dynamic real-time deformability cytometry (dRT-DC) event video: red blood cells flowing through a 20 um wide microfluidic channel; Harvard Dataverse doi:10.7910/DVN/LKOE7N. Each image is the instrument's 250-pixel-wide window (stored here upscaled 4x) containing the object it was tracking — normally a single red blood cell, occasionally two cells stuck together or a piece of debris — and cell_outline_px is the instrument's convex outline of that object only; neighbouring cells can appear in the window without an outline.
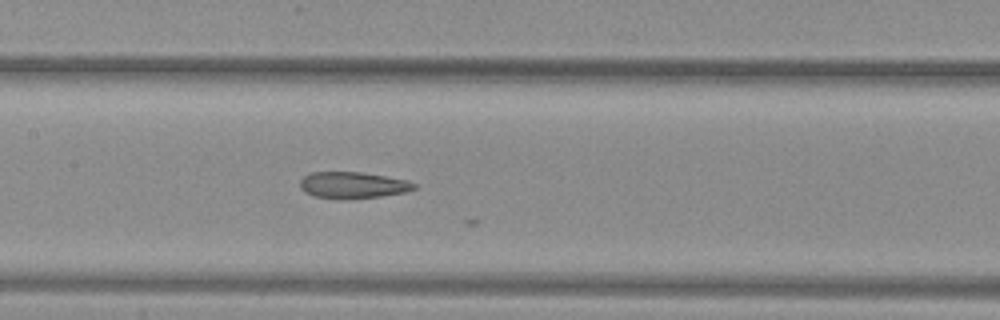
{"species": "common noctule bat (a hibernating species)", "species_latin": "Nyctalus noctula", "temperature_condition": "warm", "stored_images_in_passage": 19, "camera_frame_rate_fps": 3000, "um_per_image_px": 0.085, "animal": {"sex": "female", "body_mass_g": 29.2, "forearm_length_mm": 56.3}, "frame": {"image": 1, "passage_image": 13, "time_ms": 4.0, "image_size_px": [1000, 320], "cell_outline_px": [[416, 188], [404, 192], [380, 196], [348, 200], [340, 200], [316, 196], [304, 192], [300, 188], [300, 180], [304, 176], [312, 172], [360, 172], [408, 180], [416, 184]], "centroid_in_image_um": [29.96, 15.75], "position_along_channel_um": 177.4, "area_um2": 17.69}}
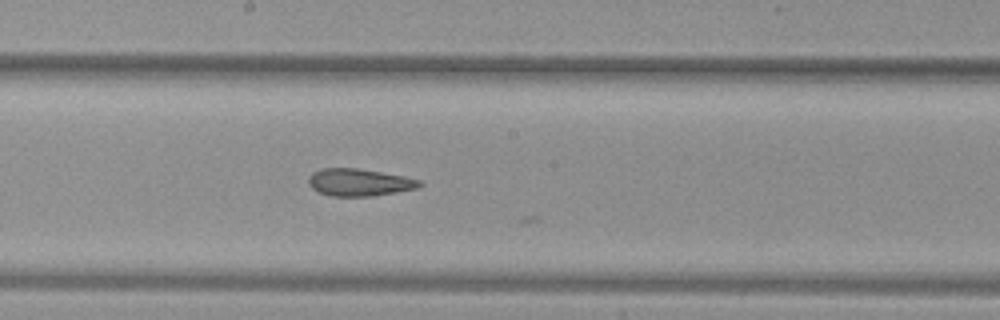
{"frame": {"image": 2, "passage_image": 16, "time_ms": 5.0, "image_size_px": [1000, 320], "cell_outline_px": [[424, 184], [420, 188], [372, 196], [332, 196], [316, 192], [308, 184], [308, 176], [312, 172], [320, 168], [356, 168], [404, 176], [420, 180]], "centroid_in_image_um": [30.52, 15.5], "position_along_channel_um": 217.7, "area_um2": 17.86}}